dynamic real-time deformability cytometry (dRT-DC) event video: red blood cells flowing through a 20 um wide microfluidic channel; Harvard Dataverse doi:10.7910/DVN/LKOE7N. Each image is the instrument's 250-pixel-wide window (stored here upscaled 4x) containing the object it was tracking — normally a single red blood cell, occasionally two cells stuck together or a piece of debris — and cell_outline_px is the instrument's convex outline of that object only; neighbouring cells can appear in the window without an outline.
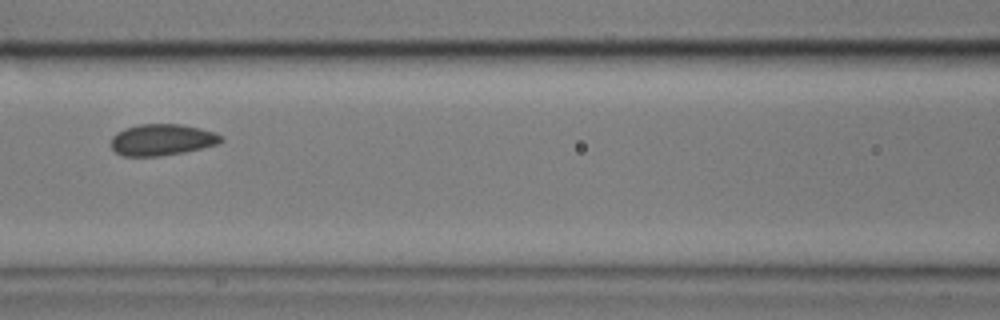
{"species": "common noctule bat (a hibernating species)", "species_latin": "Nyctalus noctula", "temperature_condition": "cold", "stored_images_in_passage": 8, "camera_frame_rate_fps": 3000, "um_per_image_px": 0.085, "animal": {"sex": "male", "body_mass_g": 17.9}, "frame": {"image": 1, "passage_image": 4, "time_ms": 1.0, "image_size_px": [1000, 320], "cell_outline_px": [[224, 140], [216, 144], [184, 152], [160, 156], [124, 156], [116, 152], [112, 148], [112, 136], [116, 132], [124, 128], [140, 124], [180, 124], [200, 128], [216, 132], [224, 136]], "centroid_in_image_um": [13.78, 11.87], "position_along_channel_um": 152.8, "area_um2": 20.17}}
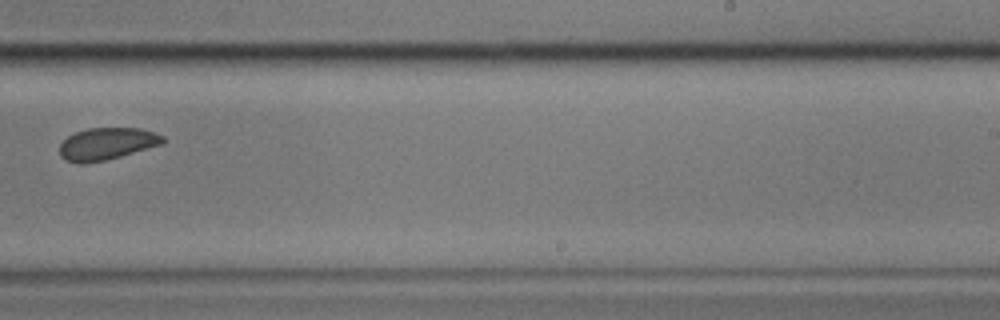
{"frame": {"image": 2, "passage_image": 7, "time_ms": 2.0, "image_size_px": [1000, 320], "cell_outline_px": [[164, 144], [120, 156], [104, 160], [84, 164], [76, 164], [64, 160], [60, 156], [60, 144], [68, 136], [76, 132], [88, 128], [140, 128], [164, 136]], "centroid_in_image_um": [9.06, 12.23], "position_along_channel_um": 279.9, "area_um2": 19.36}}
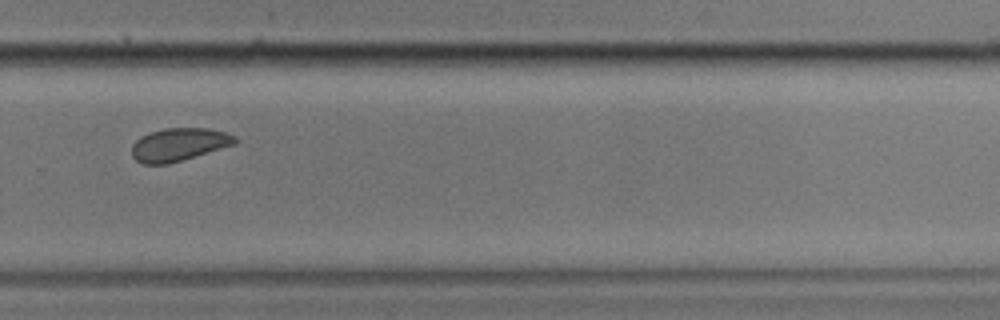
{"frame": {"image": 3, "passage_image": 8, "time_ms": 2.333, "image_size_px": [1000, 320], "cell_outline_px": [[236, 144], [168, 164], [140, 164], [132, 156], [132, 144], [140, 136], [164, 128], [208, 128], [224, 132], [236, 136]], "centroid_in_image_um": [15.18, 12.29], "position_along_channel_um": 314.6, "area_um2": 19.77}}